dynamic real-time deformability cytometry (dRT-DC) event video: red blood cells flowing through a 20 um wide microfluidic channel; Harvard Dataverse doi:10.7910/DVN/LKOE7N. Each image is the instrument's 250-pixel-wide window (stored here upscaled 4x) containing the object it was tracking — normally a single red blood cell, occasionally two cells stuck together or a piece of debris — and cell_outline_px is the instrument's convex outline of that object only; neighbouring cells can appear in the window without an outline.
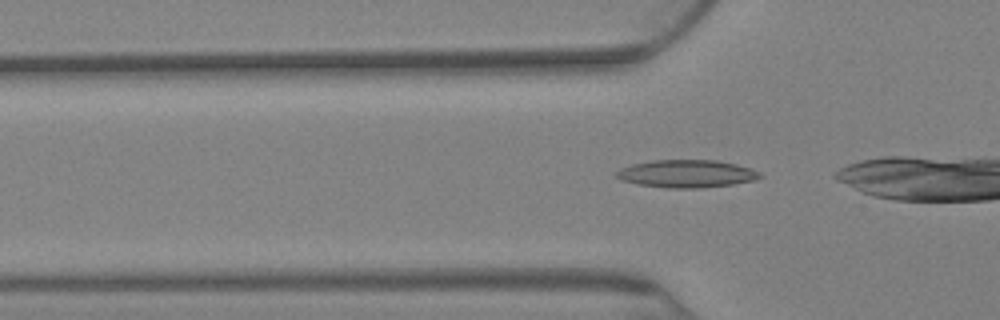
{"species": "Egyptian fruit bat (a non-hibernating species)", "species_latin": "Rousettus aegyptiacus", "temperature_condition": "warm", "stored_images_in_passage": 39, "camera_frame_rate_fps": 3000, "um_per_image_px": 0.085, "animal": {"sex": "female"}, "frame": {"image": 1, "passage_image": 2, "time_ms": 0.333, "image_size_px": [1000, 320], "cell_outline_px": [[764, 176], [756, 180], [732, 184], [700, 188], [668, 188], [636, 184], [620, 180], [616, 176], [616, 172], [620, 168], [632, 164], [652, 160], [716, 160], [736, 164], [752, 168], [760, 172]], "centroid_in_image_um": [58.37, 14.76], "position_along_channel_um": 67.4, "area_um2": 23.35}}
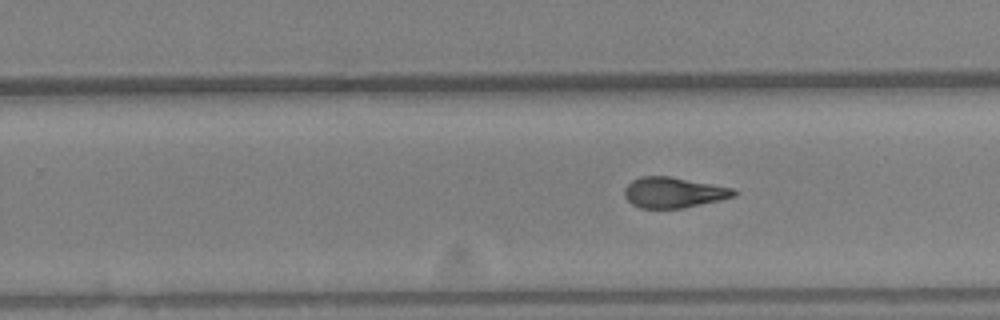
{"frame": {"image": 2, "passage_image": 25, "time_ms": 8.0, "image_size_px": [1000, 320], "cell_outline_px": [[736, 196], [720, 200], [684, 208], [640, 208], [632, 204], [624, 196], [624, 188], [632, 180], [640, 176], [668, 176], [712, 184], [732, 188], [736, 192]], "centroid_in_image_um": [57.22, 16.36], "position_along_channel_um": 272.6, "area_um2": 19.42}}
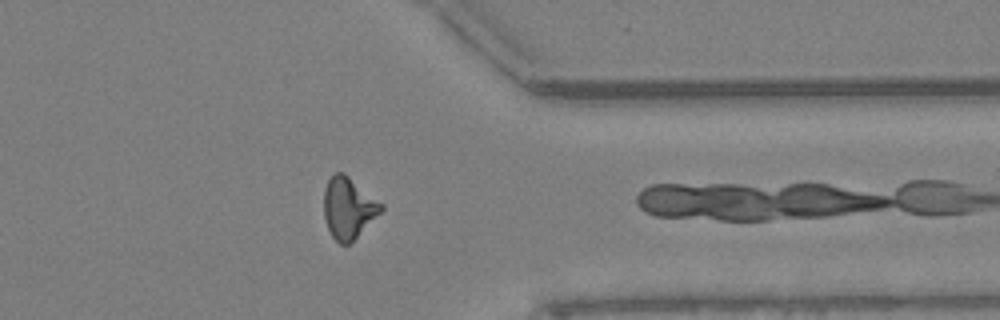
{"frame": {"image": 3, "passage_image": 38, "time_ms": 12.333, "image_size_px": [1000, 320], "cell_outline_px": [[384, 208], [348, 244], [340, 244], [332, 236], [328, 228], [324, 216], [324, 188], [328, 180], [336, 172], [344, 172], [384, 204]], "centroid_in_image_um": [29.6, 17.63], "position_along_channel_um": 381.8, "area_um2": 20.11}}